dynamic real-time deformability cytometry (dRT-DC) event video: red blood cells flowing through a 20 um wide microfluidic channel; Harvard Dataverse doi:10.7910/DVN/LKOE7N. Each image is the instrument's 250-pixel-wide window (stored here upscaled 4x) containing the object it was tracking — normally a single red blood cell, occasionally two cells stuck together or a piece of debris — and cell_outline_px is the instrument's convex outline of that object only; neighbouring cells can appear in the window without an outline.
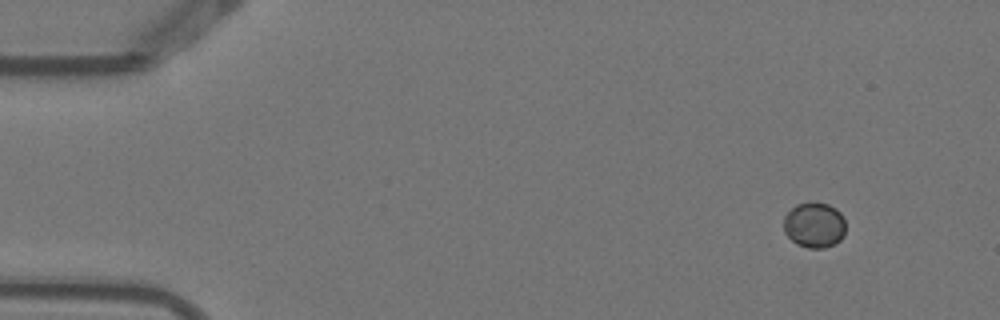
{"species": "Egyptian fruit bat (a non-hibernating species)", "species_latin": "Rousettus aegyptiacus", "temperature_condition": "warm", "stored_images_in_passage": 5, "camera_frame_rate_fps": 3000, "um_per_image_px": 0.085, "animal": {"sex": "female"}, "frame": {"image": 1, "passage_image": 1, "time_ms": 0.0, "image_size_px": [1000, 320], "cell_outline_px": [[844, 236], [840, 240], [824, 248], [808, 248], [796, 244], [784, 232], [784, 216], [796, 204], [828, 204], [836, 208], [840, 212], [844, 220]], "centroid_in_image_um": [69.21, 19.15], "position_along_channel_um": 15.8, "area_um2": 16.13}}
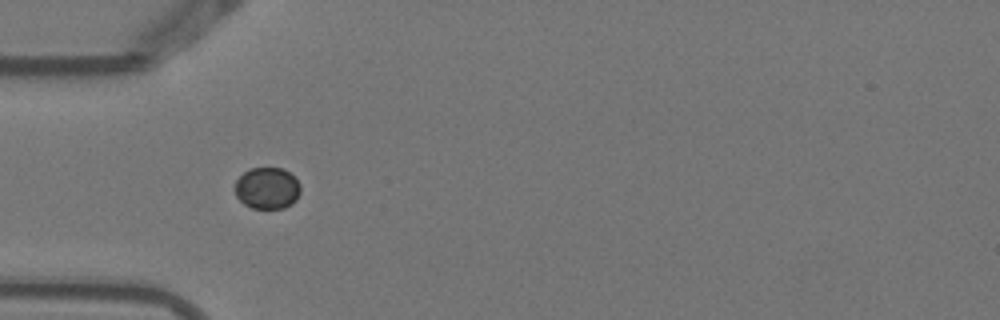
{"frame": {"image": 2, "passage_image": 4, "time_ms": 1.0, "image_size_px": [1000, 320], "cell_outline_px": [[300, 192], [296, 200], [292, 204], [284, 208], [252, 208], [244, 204], [236, 196], [232, 188], [236, 180], [248, 168], [284, 168], [300, 184]], "centroid_in_image_um": [22.68, 15.99], "position_along_channel_um": 62.3, "area_um2": 16.07}}
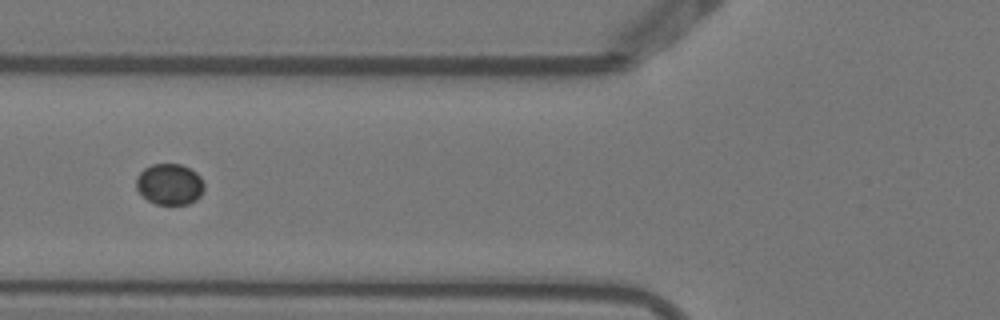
{"frame": {"image": 3, "passage_image": 5, "time_ms": 1.333, "image_size_px": [1000, 320], "cell_outline_px": [[204, 188], [200, 196], [196, 200], [188, 204], [156, 204], [148, 200], [136, 188], [136, 176], [144, 168], [152, 164], [180, 164], [196, 172], [200, 176], [204, 184]], "centroid_in_image_um": [14.41, 15.65], "position_along_channel_um": 111.4, "area_um2": 16.24}}